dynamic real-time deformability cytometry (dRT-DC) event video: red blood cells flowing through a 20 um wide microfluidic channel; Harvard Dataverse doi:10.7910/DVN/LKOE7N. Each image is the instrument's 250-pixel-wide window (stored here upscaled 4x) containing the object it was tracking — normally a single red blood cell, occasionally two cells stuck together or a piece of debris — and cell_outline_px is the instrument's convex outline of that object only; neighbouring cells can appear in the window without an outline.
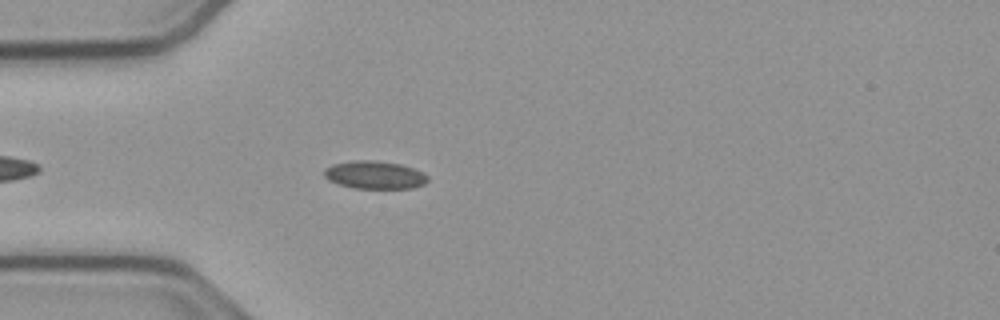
{"species": "common noctule bat (a hibernating species)", "species_latin": "Nyctalus noctula", "temperature_condition": "cold", "stored_images_in_passage": 23, "camera_frame_rate_fps": 3000, "um_per_image_px": 0.085, "animal": {"sex": "male", "body_mass_g": 23.1, "forearm_length_mm": 52.7}, "frame": {"image": 1, "passage_image": 6, "time_ms": 1.667, "image_size_px": [1000, 320], "cell_outline_px": [[428, 180], [424, 184], [412, 188], [356, 188], [340, 184], [328, 180], [324, 176], [324, 172], [332, 164], [352, 160], [372, 160], [400, 164], [412, 168], [428, 176]], "centroid_in_image_um": [31.84, 14.86], "position_along_channel_um": 53.2, "area_um2": 16.59}}
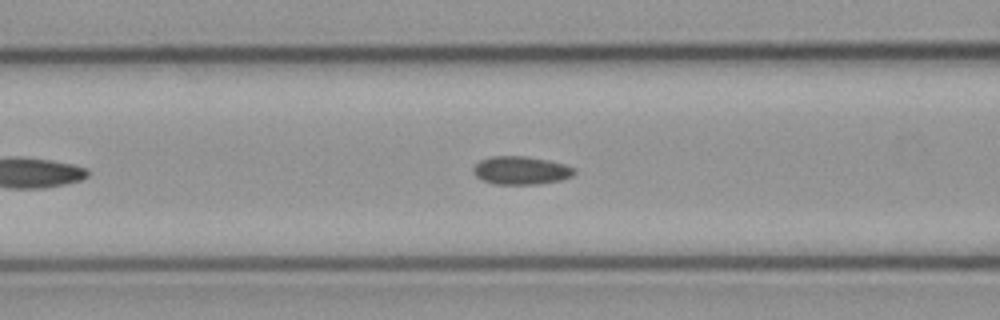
{"frame": {"image": 2, "passage_image": 12, "time_ms": 3.667, "image_size_px": [1000, 320], "cell_outline_px": [[576, 172], [572, 176], [560, 180], [536, 184], [496, 184], [484, 180], [476, 176], [472, 172], [472, 168], [480, 160], [492, 156], [524, 156], [548, 160], [564, 164], [572, 168]], "centroid_in_image_um": [44.26, 14.48], "position_along_channel_um": 122.3, "area_um2": 16.42}}
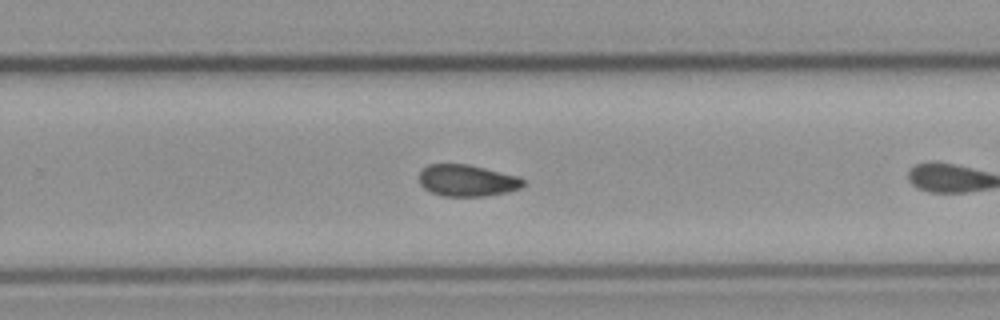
{"frame": {"image": 3, "passage_image": 22, "time_ms": 7.0, "image_size_px": [1000, 320], "cell_outline_px": [[524, 184], [520, 188], [508, 192], [484, 196], [440, 196], [424, 188], [420, 184], [420, 172], [428, 164], [468, 164], [520, 176], [524, 180]], "centroid_in_image_um": [39.72, 15.34], "position_along_channel_um": 290.1, "area_um2": 19.25}}